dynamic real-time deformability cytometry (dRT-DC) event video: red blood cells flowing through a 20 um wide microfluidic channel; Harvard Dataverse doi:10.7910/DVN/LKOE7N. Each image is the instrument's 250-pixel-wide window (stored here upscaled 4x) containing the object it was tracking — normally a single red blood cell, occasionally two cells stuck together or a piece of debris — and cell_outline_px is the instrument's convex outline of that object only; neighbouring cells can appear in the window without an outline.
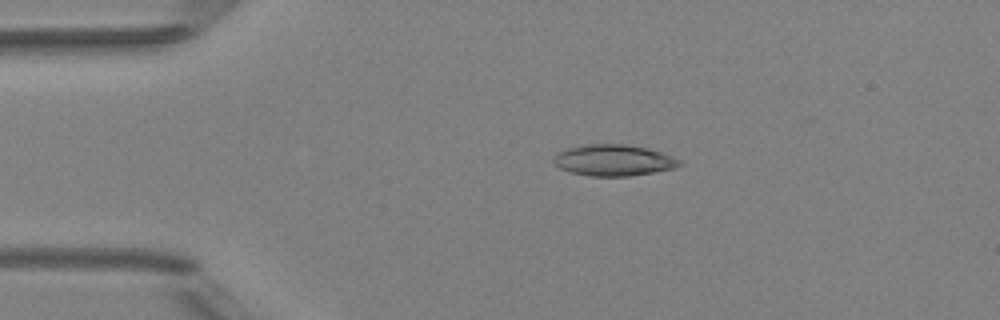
{"species": "Egyptian fruit bat (a non-hibernating species)", "species_latin": "Rousettus aegyptiacus", "temperature_condition": "room temperature", "stored_images_in_passage": 4, "camera_frame_rate_fps": 3000, "um_per_image_px": 0.085, "animal": {"sex": "female"}, "frame": {"image": 1, "passage_image": 3, "time_ms": 3.333, "image_size_px": [1000, 320], "cell_outline_px": [[684, 164], [676, 168], [656, 172], [628, 176], [588, 176], [568, 172], [560, 168], [552, 160], [564, 148], [584, 144], [624, 144], [644, 148], [660, 152], [672, 156], [680, 160]], "centroid_in_image_um": [52.16, 13.63], "position_along_channel_um": 32.8, "area_um2": 23.0}}